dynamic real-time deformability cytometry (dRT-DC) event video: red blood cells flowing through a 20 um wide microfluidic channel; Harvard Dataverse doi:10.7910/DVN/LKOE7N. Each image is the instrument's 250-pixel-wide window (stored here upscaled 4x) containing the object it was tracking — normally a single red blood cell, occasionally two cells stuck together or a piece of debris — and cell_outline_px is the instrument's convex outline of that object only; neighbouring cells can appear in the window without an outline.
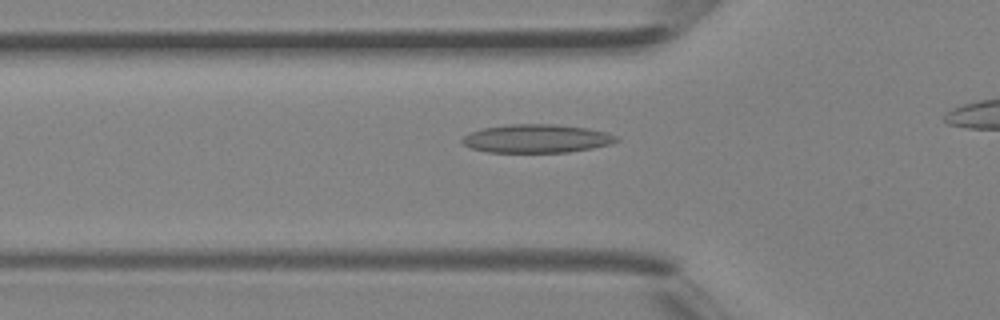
{"species": "Egyptian fruit bat (a non-hibernating species)", "species_latin": "Rousettus aegyptiacus", "temperature_condition": "room temperature", "stored_images_in_passage": 29, "camera_frame_rate_fps": 3000, "um_per_image_px": 0.085, "animal": {"sex": "female"}, "frame": {"image": 1, "passage_image": 9, "time_ms": 2.667, "image_size_px": [1000, 320], "cell_outline_px": [[620, 140], [608, 144], [592, 148], [568, 152], [488, 152], [472, 148], [464, 144], [460, 140], [464, 136], [472, 132], [484, 128], [508, 124], [556, 124], [588, 128], [604, 132], [616, 136]], "centroid_in_image_um": [45.61, 11.77], "position_along_channel_um": 80.2, "area_um2": 25.32}}
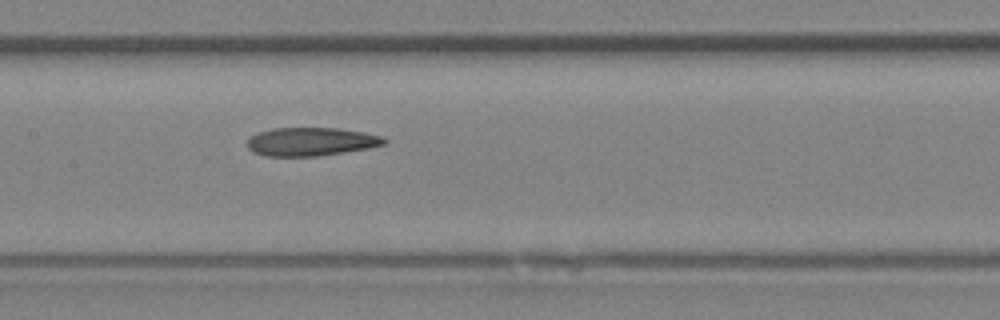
{"frame": {"image": 2, "passage_image": 15, "time_ms": 4.667, "image_size_px": [1000, 320], "cell_outline_px": [[388, 140], [384, 144], [368, 148], [344, 152], [316, 156], [264, 156], [252, 152], [248, 148], [248, 140], [252, 136], [260, 132], [272, 128], [336, 128], [364, 132], [380, 136]], "centroid_in_image_um": [26.42, 12.04], "position_along_channel_um": 181.0, "area_um2": 22.48}}
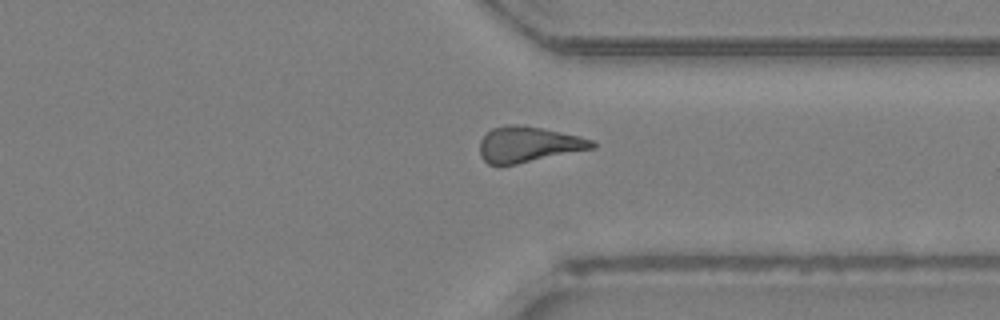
{"frame": {"image": 3, "passage_image": 26, "time_ms": 8.333, "image_size_px": [1000, 320], "cell_outline_px": [[596, 148], [500, 168], [488, 164], [480, 156], [480, 140], [492, 128], [504, 124], [520, 124], [580, 136], [592, 140], [596, 144]], "centroid_in_image_um": [44.88, 12.31], "position_along_channel_um": 366.5, "area_um2": 23.93}}